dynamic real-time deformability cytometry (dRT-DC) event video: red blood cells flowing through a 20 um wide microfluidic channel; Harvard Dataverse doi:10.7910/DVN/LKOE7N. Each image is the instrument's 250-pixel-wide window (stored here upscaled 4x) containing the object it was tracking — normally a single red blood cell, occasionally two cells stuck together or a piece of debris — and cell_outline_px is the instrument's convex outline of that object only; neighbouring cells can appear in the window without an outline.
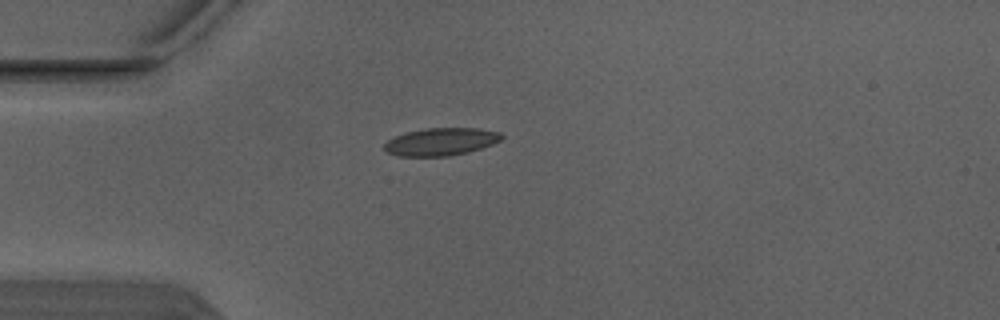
{"species": "Egyptian fruit bat (a non-hibernating species)", "species_latin": "Rousettus aegyptiacus", "temperature_condition": "warm", "stored_images_in_passage": 1, "camera_frame_rate_fps": 3000, "um_per_image_px": 0.085, "animal": {"sex": "male"}, "frame": {"image": 1, "passage_image": 1, "time_ms": 0.0, "image_size_px": [1000, 320], "cell_outline_px": [[504, 136], [500, 140], [492, 144], [468, 152], [448, 156], [400, 156], [388, 152], [384, 148], [384, 144], [388, 140], [404, 132], [424, 128], [476, 128], [500, 132]], "centroid_in_image_um": [37.47, 12.04], "position_along_channel_um": 47.5, "area_um2": 18.79}}